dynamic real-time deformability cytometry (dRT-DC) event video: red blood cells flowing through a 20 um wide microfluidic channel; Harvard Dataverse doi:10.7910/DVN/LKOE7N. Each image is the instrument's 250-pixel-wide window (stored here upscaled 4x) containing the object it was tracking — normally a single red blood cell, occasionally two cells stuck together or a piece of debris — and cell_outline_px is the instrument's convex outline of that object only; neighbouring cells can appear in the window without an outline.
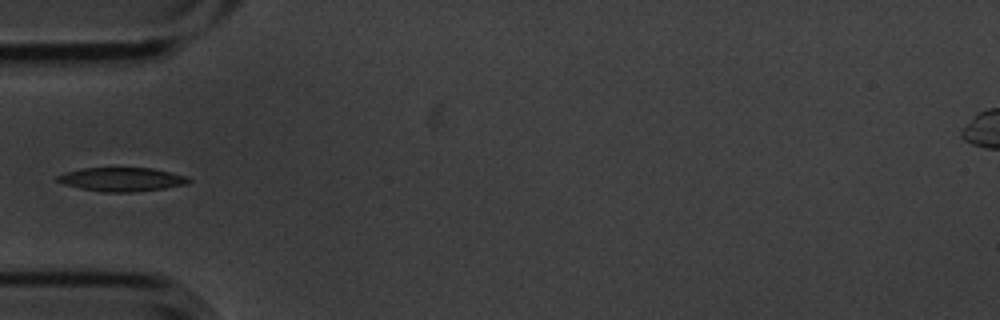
{"species": "common noctule bat (a hibernating species)", "species_latin": "Nyctalus noctula", "temperature_condition": "cold", "stored_images_in_passage": 5, "camera_frame_rate_fps": 3000, "um_per_image_px": 0.085, "animal": {"sex": "male", "body_mass_g": 20.1, "forearm_length_mm": 53.5}, "frame": {"image": 1, "passage_image": 5, "time_ms": 1.333, "image_size_px": [1000, 320], "cell_outline_px": [[192, 180], [188, 184], [164, 188], [132, 192], [104, 192], [80, 188], [64, 184], [56, 180], [56, 176], [64, 172], [80, 168], [152, 168], [188, 176]], "centroid_in_image_um": [10.35, 15.24], "position_along_channel_um": 74.6, "area_um2": 18.26}}